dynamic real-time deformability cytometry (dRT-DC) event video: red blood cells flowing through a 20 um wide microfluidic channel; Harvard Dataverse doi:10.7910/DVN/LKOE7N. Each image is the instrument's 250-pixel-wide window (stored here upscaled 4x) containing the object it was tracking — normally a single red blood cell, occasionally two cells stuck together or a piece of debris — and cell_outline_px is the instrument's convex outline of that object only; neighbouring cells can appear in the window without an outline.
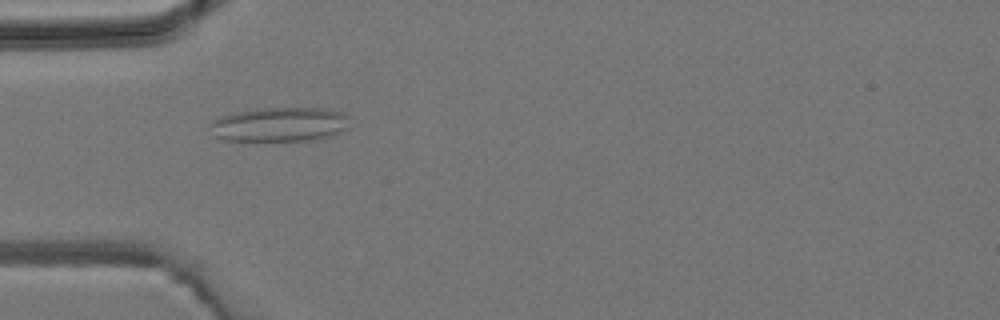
{"species": "common noctule bat (a hibernating species)", "species_latin": "Nyctalus noctula", "temperature_condition": "room temperature", "stored_images_in_passage": 5, "camera_frame_rate_fps": 3000, "um_per_image_px": 0.085, "animal": {"sex": "male", "body_mass_g": 19.2, "forearm_length_mm": 51.8}, "frame": {"image": 1, "passage_image": 4, "time_ms": 6.333, "image_size_px": [1000, 320], "cell_outline_px": [[348, 128], [332, 136], [316, 140], [224, 140], [216, 136], [208, 124], [212, 120], [220, 116], [236, 112], [256, 108], [328, 108], [344, 112], [348, 116]], "centroid_in_image_um": [23.81, 10.56], "position_along_channel_um": 61.2, "area_um2": 28.15}}